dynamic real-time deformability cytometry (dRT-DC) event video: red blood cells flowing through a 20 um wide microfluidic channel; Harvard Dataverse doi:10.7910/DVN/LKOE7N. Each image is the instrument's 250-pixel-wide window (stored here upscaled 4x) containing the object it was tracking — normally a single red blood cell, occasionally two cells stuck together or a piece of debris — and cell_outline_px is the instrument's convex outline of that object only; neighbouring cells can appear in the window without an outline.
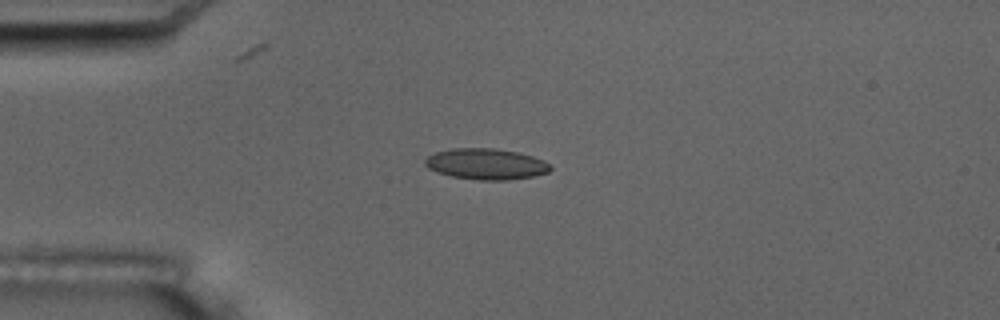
{"species": "common noctule bat (a hibernating species)", "species_latin": "Nyctalus noctula", "temperature_condition": "room temperature", "stored_images_in_passage": 3, "camera_frame_rate_fps": 3000, "um_per_image_px": 0.085, "animal": {"sex": "male", "body_mass_g": 17.5, "forearm_length_mm": 52.3}, "frame": {"image": 1, "passage_image": 3, "time_ms": 2.333, "image_size_px": [1000, 320], "cell_outline_px": [[552, 168], [548, 172], [532, 176], [508, 180], [480, 180], [452, 176], [436, 172], [428, 168], [424, 164], [424, 160], [428, 156], [436, 152], [452, 148], [492, 148], [516, 152], [532, 156], [544, 160]], "centroid_in_image_um": [41.29, 13.94], "position_along_channel_um": 43.7, "area_um2": 22.48}}